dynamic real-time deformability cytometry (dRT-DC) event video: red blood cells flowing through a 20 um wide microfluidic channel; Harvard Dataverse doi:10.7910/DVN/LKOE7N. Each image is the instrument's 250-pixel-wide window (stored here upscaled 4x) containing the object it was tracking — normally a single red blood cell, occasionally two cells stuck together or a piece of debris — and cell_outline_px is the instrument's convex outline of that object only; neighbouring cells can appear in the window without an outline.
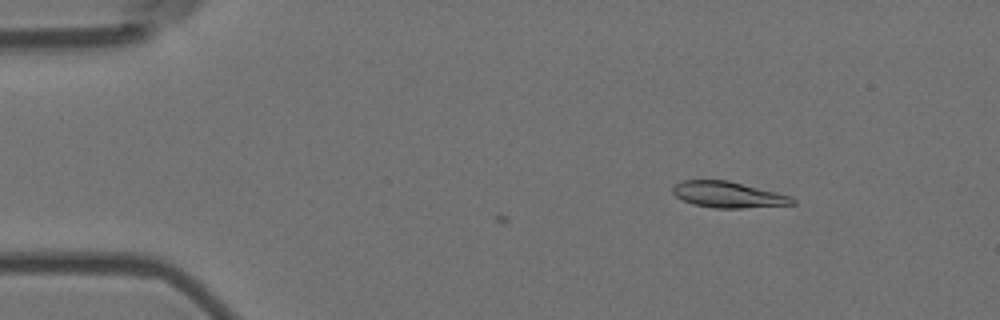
{"species": "Egyptian fruit bat (a non-hibernating species)", "species_latin": "Rousettus aegyptiacus", "temperature_condition": "room temperature", "stored_images_in_passage": 4, "camera_frame_rate_fps": 3000, "um_per_image_px": 0.085, "animal": {"sex": "female"}, "frame": {"image": 1, "passage_image": 4, "time_ms": 1.0, "image_size_px": [1000, 320], "cell_outline_px": [[796, 204], [740, 208], [712, 208], [692, 204], [676, 196], [672, 192], [672, 188], [680, 180], [728, 180], [792, 196], [796, 200]], "centroid_in_image_um": [61.89, 16.54], "position_along_channel_um": 23.1, "area_um2": 18.21}}